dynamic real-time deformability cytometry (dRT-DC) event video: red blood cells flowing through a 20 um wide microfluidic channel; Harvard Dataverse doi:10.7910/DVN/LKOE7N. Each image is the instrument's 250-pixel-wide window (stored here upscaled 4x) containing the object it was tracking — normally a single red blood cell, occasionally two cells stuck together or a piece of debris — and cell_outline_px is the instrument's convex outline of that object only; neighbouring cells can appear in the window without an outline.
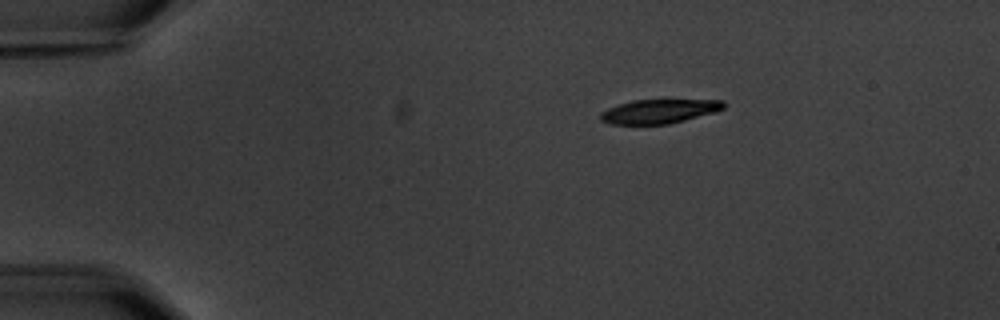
{"species": "common noctule bat (a hibernating species)", "species_latin": "Nyctalus noctula", "temperature_condition": "warm", "stored_images_in_passage": 3, "camera_frame_rate_fps": 3000, "um_per_image_px": 0.085, "animal": {"sex": "male", "body_mass_g": 20.1, "forearm_length_mm": 53.5}, "frame": {"image": 1, "passage_image": 1, "time_ms": 0.0, "image_size_px": [1000, 320], "cell_outline_px": [[724, 108], [712, 112], [684, 120], [668, 124], [608, 124], [600, 120], [600, 112], [608, 108], [632, 100], [724, 100]], "centroid_in_image_um": [55.96, 9.46], "position_along_channel_um": 29.0, "area_um2": 17.05}}